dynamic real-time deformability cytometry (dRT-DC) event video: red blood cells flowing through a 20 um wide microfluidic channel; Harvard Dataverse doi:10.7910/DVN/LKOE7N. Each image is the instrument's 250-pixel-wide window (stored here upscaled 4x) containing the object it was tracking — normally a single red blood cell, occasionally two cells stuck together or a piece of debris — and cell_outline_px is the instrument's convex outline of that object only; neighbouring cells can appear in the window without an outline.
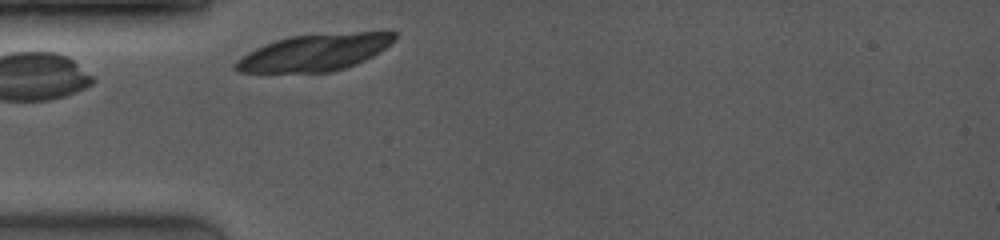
{"species": "common noctule bat (a hibernating species)", "species_latin": "Nyctalus noctula", "temperature_condition": "room temperature", "stored_images_in_passage": 1, "camera_frame_rate_fps": 4000, "um_per_image_px": 0.085, "animal": {"sex": "female", "body_mass_g": 19.0, "forearm_length_mm": 53.3}, "frame": {"image": 1, "passage_image": 1, "time_ms": 0.0, "image_size_px": [1000, 240], "cell_outline_px": [[396, 40], [372, 56], [356, 64], [332, 72], [236, 72], [232, 68], [232, 64], [248, 52], [264, 44], [276, 40], [292, 36], [384, 28], [396, 32]], "centroid_in_image_um": [26.84, 4.41], "position_along_channel_um": 58.2, "area_um2": 34.85}}